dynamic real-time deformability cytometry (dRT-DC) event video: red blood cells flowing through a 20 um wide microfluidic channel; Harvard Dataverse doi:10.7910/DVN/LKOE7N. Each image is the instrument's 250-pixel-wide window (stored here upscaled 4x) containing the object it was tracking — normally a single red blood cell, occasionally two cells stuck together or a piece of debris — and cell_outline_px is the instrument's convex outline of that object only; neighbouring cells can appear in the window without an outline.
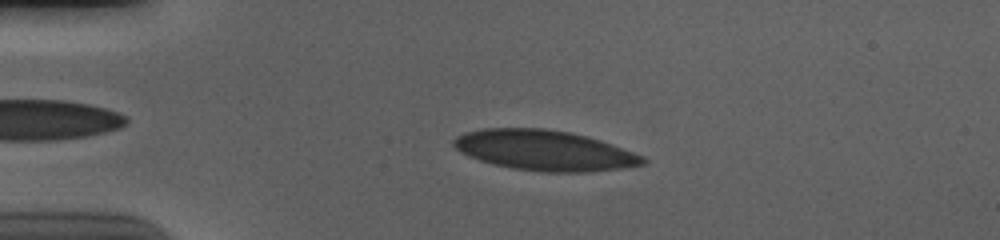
{"species": "human", "species_latin": "Homo sapiens", "temperature_condition": "cold", "stored_images_in_passage": 45, "camera_frame_rate_fps": 3000, "um_per_image_px": 0.085, "donor": {"sex": "male"}, "frame": {"image": 1, "passage_image": 8, "time_ms": 2.333, "image_size_px": [1000, 240], "cell_outline_px": [[648, 160], [644, 164], [620, 168], [584, 172], [540, 172], [512, 168], [492, 164], [468, 156], [460, 152], [452, 144], [452, 140], [456, 136], [464, 132], [484, 128], [544, 128], [568, 132], [588, 136], [600, 140], [644, 156]], "centroid_in_image_um": [46.24, 12.78], "position_along_channel_um": 38.8, "area_um2": 44.45}}
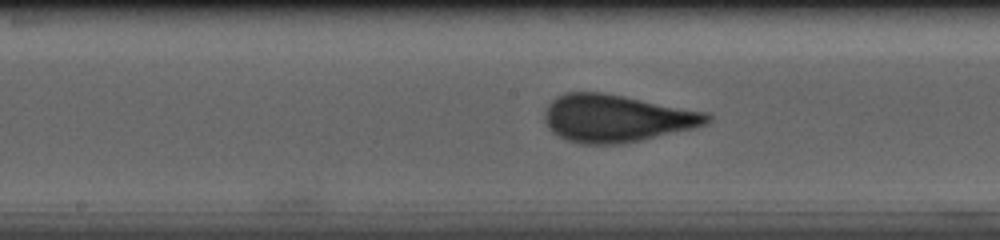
{"frame": {"image": 2, "passage_image": 24, "time_ms": 7.667, "image_size_px": [1000, 240], "cell_outline_px": [[712, 120], [708, 124], [692, 128], [640, 140], [620, 144], [580, 144], [568, 140], [552, 132], [548, 128], [544, 120], [544, 112], [548, 104], [556, 96], [564, 92], [604, 92], [708, 112], [712, 116]], "centroid_in_image_um": [52.39, 10.04], "position_along_channel_um": 195.8, "area_um2": 45.08}}
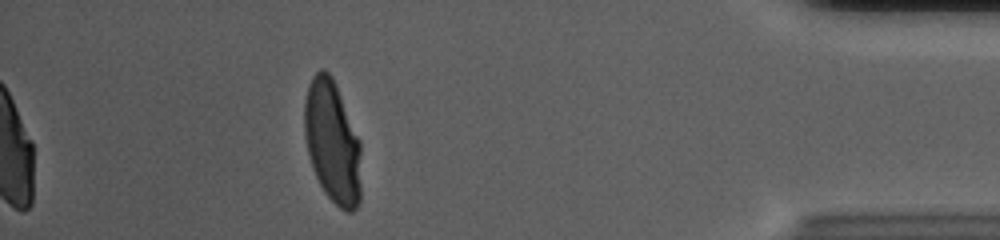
{"frame": {"image": 3, "passage_image": 45, "time_ms": 14.667, "image_size_px": [1000, 240], "cell_outline_px": [[360, 204], [352, 212], [348, 212], [340, 208], [324, 192], [312, 168], [304, 136], [304, 100], [308, 84], [312, 76], [320, 68], [324, 68], [332, 76], [336, 84], [360, 140]], "centroid_in_image_um": [28.24, 12.04], "position_along_channel_um": 407.0, "area_um2": 40.81}, "authors_computed_cell_mechanics": {"area_um2": 43.5234, "velocity_mm_per_s": 3.678, "shape_relaxation_time_tau1_ms": 5.303, "shape_relaxation_time_tau2_ms": null, "deformation_change_tau1": 0.192, "deformation_change_tau2": null}}